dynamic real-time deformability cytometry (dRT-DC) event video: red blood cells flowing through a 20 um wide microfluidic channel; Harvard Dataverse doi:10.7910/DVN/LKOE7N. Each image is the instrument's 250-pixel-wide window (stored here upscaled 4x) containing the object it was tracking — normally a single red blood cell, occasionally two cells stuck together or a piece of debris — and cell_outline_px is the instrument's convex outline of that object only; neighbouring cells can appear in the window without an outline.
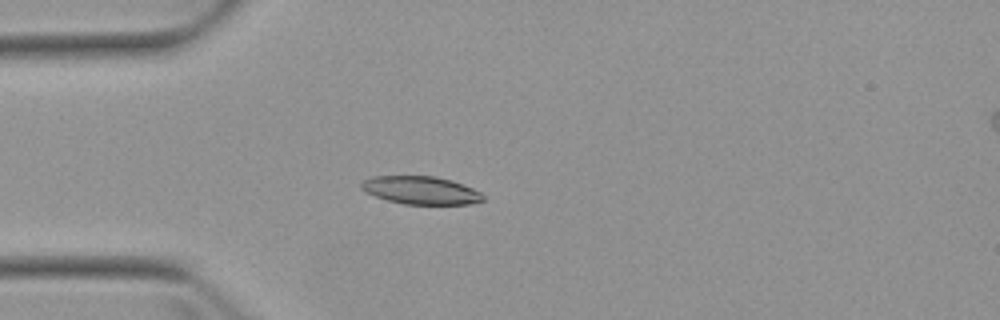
{"species": "Egyptian fruit bat (a non-hibernating species)", "species_latin": "Rousettus aegyptiacus", "temperature_condition": "warm", "stored_images_in_passage": 4, "camera_frame_rate_fps": 3000, "um_per_image_px": 0.085, "animal": {"sex": "female"}, "frame": {"image": 1, "passage_image": 3, "time_ms": 3.333, "image_size_px": [1000, 320], "cell_outline_px": [[484, 200], [468, 204], [404, 204], [388, 200], [376, 196], [360, 188], [360, 184], [364, 180], [372, 176], [432, 176], [452, 180], [464, 184], [480, 192], [484, 196]], "centroid_in_image_um": [35.78, 16.17], "position_along_channel_um": 49.2, "area_um2": 19.71}}